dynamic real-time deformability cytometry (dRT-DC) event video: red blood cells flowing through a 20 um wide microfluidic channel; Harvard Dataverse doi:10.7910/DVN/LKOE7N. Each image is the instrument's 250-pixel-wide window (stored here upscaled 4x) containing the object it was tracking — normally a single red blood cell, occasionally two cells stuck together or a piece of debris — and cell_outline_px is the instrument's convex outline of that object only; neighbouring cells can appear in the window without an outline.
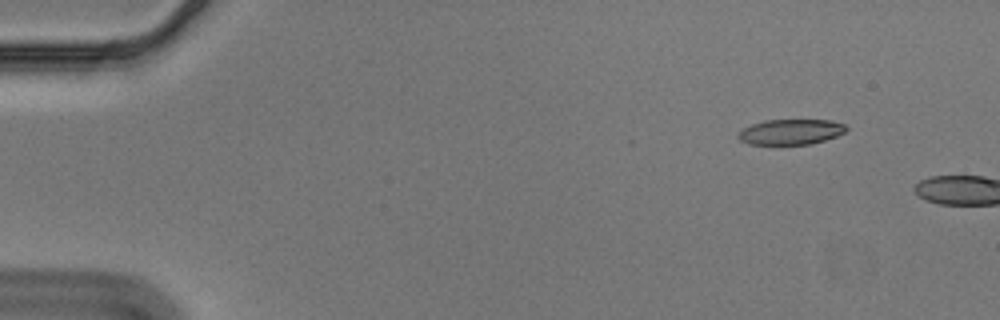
{"species": "Egyptian fruit bat (a non-hibernating species)", "species_latin": "Rousettus aegyptiacus", "temperature_condition": "cold", "stored_images_in_passage": 3, "camera_frame_rate_fps": 3000, "um_per_image_px": 0.085, "animal": {"sex": "male"}, "frame": {"image": 1, "passage_image": 1, "time_ms": 0.0, "image_size_px": [1000, 320], "cell_outline_px": [[848, 128], [844, 132], [836, 136], [812, 144], [748, 144], [740, 140], [736, 136], [744, 128], [752, 124], [764, 120], [832, 120], [844, 124]], "centroid_in_image_um": [67.22, 11.2], "position_along_channel_um": 17.8, "area_um2": 15.9}}